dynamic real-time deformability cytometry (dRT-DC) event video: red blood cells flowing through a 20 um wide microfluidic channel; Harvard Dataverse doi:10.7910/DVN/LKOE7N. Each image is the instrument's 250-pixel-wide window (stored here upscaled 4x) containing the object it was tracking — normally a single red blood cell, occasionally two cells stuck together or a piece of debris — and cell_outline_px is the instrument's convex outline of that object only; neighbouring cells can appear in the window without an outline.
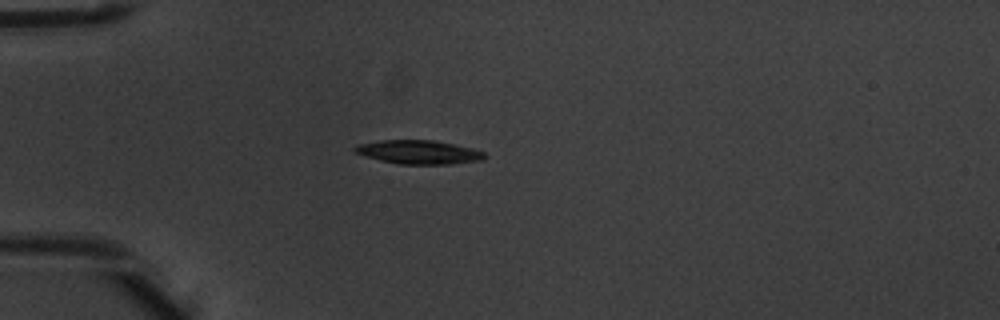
{"species": "common noctule bat (a hibernating species)", "species_latin": "Nyctalus noctula", "temperature_condition": "warm", "stored_images_in_passage": 1, "camera_frame_rate_fps": 3000, "um_per_image_px": 0.085, "animal": {"sex": "male", "body_mass_g": 20.1, "forearm_length_mm": 53.5}, "frame": {"image": 1, "passage_image": 1, "time_ms": 0.0, "image_size_px": [1000, 320], "cell_outline_px": [[484, 160], [448, 164], [400, 164], [380, 160], [356, 152], [352, 148], [356, 144], [380, 140], [432, 140], [472, 148], [484, 152]], "centroid_in_image_um": [35.58, 12.92], "position_along_channel_um": 49.4, "area_um2": 17.74}}